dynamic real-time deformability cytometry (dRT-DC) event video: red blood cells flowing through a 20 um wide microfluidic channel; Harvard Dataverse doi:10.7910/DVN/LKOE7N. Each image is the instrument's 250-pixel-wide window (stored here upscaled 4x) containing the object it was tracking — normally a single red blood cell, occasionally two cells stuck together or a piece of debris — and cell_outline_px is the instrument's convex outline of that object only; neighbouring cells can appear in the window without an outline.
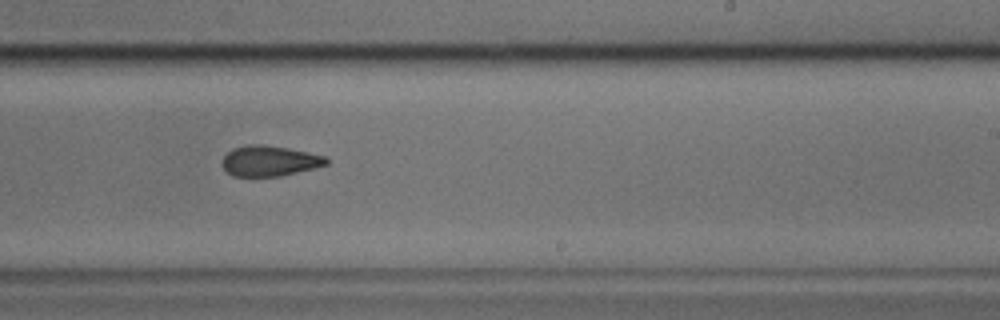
{"species": "common noctule bat (a hibernating species)", "species_latin": "Nyctalus noctula", "temperature_condition": "cold", "stored_images_in_passage": 21, "camera_frame_rate_fps": 3000, "um_per_image_px": 0.085, "animal": {"sex": "male", "body_mass_g": 17.9, "forearm_length_mm": 54.2}, "frame": {"image": 1, "passage_image": 18, "time_ms": 5.667, "image_size_px": [1000, 320], "cell_outline_px": [[328, 164], [280, 176], [232, 176], [220, 164], [220, 160], [232, 148], [248, 144], [264, 144], [288, 148], [328, 156]], "centroid_in_image_um": [22.88, 13.66], "position_along_channel_um": 266.1, "area_um2": 18.61}}